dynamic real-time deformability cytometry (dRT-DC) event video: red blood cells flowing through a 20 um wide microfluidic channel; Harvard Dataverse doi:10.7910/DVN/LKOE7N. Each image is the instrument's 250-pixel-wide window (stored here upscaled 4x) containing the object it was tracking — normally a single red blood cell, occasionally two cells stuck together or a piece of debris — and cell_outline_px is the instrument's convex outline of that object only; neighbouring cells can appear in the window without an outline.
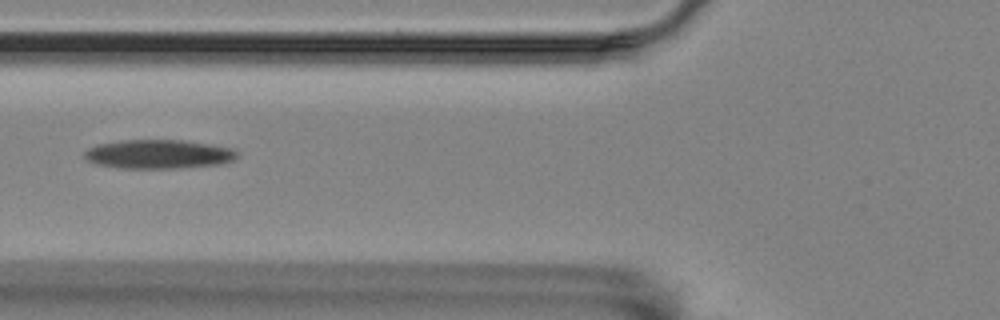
{"species": "Egyptian fruit bat (a non-hibernating species)", "species_latin": "Rousettus aegyptiacus", "temperature_condition": "room temperature", "stored_images_in_passage": 8, "camera_frame_rate_fps": 3000, "um_per_image_px": 0.085, "animal": {"sex": "female"}, "frame": {"image": 1, "passage_image": 2, "time_ms": 0.333, "image_size_px": [1000, 320], "cell_outline_px": [[236, 156], [232, 160], [220, 164], [176, 168], [120, 168], [100, 164], [88, 160], [84, 156], [84, 152], [88, 148], [96, 144], [120, 140], [184, 140], [232, 148], [236, 152]], "centroid_in_image_um": [13.44, 13.09], "position_along_channel_um": 112.4, "area_um2": 25.55}}
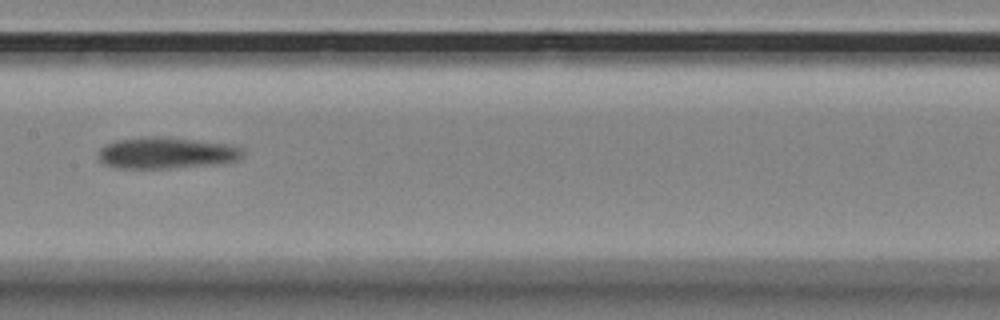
{"frame": {"image": 2, "passage_image": 4, "time_ms": 1.0, "image_size_px": [1000, 320], "cell_outline_px": [[244, 156], [240, 160], [220, 164], [168, 168], [116, 168], [104, 164], [100, 160], [100, 148], [104, 144], [116, 140], [148, 136], [168, 136], [228, 144], [244, 148]], "centroid_in_image_um": [14.19, 12.99], "position_along_channel_um": 193.2, "area_um2": 26.88}}
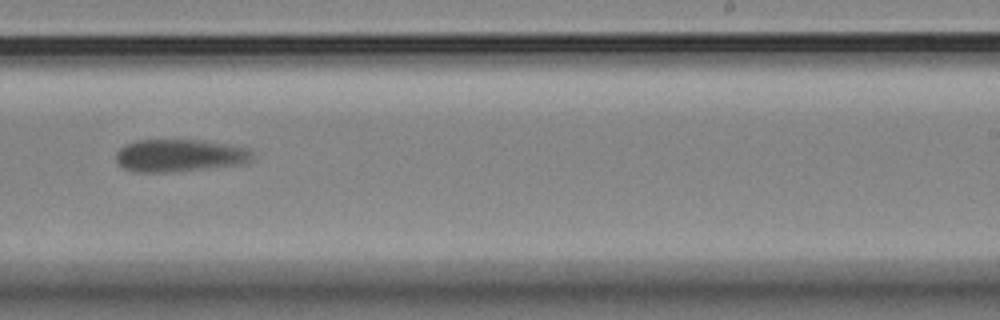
{"frame": {"image": 3, "passage_image": 6, "time_ms": 1.667, "image_size_px": [1000, 320], "cell_outline_px": [[252, 156], [248, 160], [236, 164], [164, 172], [136, 172], [124, 168], [116, 160], [116, 152], [124, 144], [136, 140], [204, 140], [248, 148], [252, 152]], "centroid_in_image_um": [15.17, 13.19], "position_along_channel_um": 273.8, "area_um2": 25.26}}